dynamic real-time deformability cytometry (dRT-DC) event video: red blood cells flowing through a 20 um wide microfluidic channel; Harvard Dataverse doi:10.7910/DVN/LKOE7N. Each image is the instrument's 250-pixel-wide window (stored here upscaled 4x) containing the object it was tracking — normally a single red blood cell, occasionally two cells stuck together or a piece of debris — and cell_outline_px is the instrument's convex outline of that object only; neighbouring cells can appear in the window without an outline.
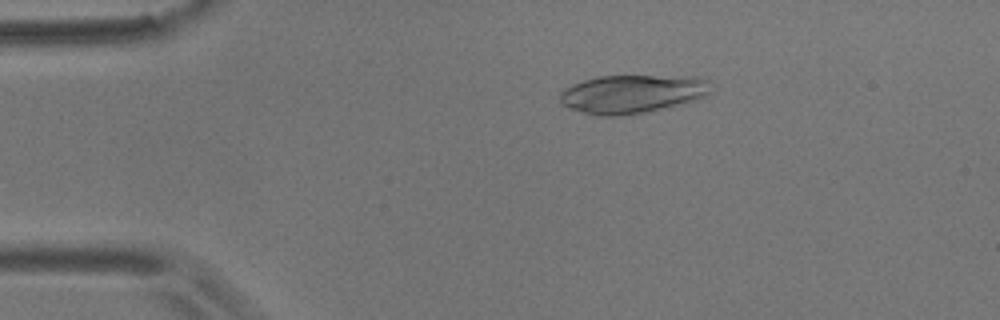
{"species": "common noctule bat (a hibernating species)", "species_latin": "Nyctalus noctula", "temperature_condition": "room temperature", "stored_images_in_passage": 55, "camera_frame_rate_fps": 3000, "um_per_image_px": 0.085, "animal": {"sex": "male", "body_mass_g": 17.9}, "frame": {"image": 1, "passage_image": 10, "time_ms": 3.0, "image_size_px": [1000, 320], "cell_outline_px": [[716, 88], [704, 96], [696, 100], [684, 104], [624, 116], [596, 116], [568, 108], [560, 100], [560, 92], [564, 88], [572, 84], [596, 76], [708, 76]], "centroid_in_image_um": [53.84, 7.97], "position_along_channel_um": 31.2, "area_um2": 34.62}}
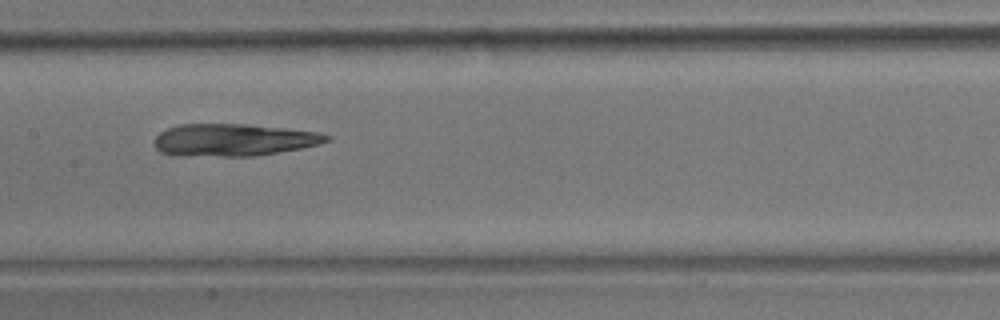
{"frame": {"image": 2, "passage_image": 27, "time_ms": 8.667, "image_size_px": [1000, 320], "cell_outline_px": [[332, 140], [320, 144], [300, 148], [256, 156], [172, 156], [160, 152], [156, 148], [156, 136], [160, 132], [168, 128], [180, 124], [244, 124], [284, 128], [316, 132], [332, 136]], "centroid_in_image_um": [19.84, 11.9], "position_along_channel_um": 187.6, "area_um2": 32.48}}
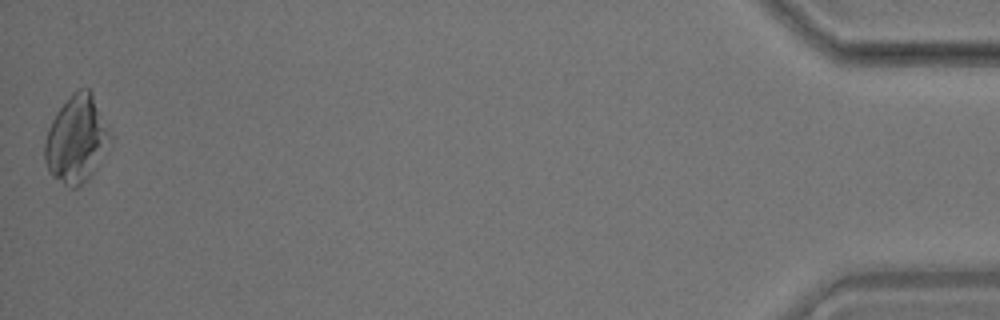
{"frame": {"image": 3, "passage_image": 55, "time_ms": 18.0, "image_size_px": [1000, 320], "cell_outline_px": [[112, 144], [88, 180], [76, 188], [72, 188], [64, 184], [52, 176], [48, 172], [44, 160], [44, 144], [48, 128], [56, 112], [72, 92], [80, 88], [88, 88], [92, 92], [108, 124], [112, 136]], "centroid_in_image_um": [6.52, 11.84], "position_along_channel_um": 428.7, "area_um2": 33.87}}